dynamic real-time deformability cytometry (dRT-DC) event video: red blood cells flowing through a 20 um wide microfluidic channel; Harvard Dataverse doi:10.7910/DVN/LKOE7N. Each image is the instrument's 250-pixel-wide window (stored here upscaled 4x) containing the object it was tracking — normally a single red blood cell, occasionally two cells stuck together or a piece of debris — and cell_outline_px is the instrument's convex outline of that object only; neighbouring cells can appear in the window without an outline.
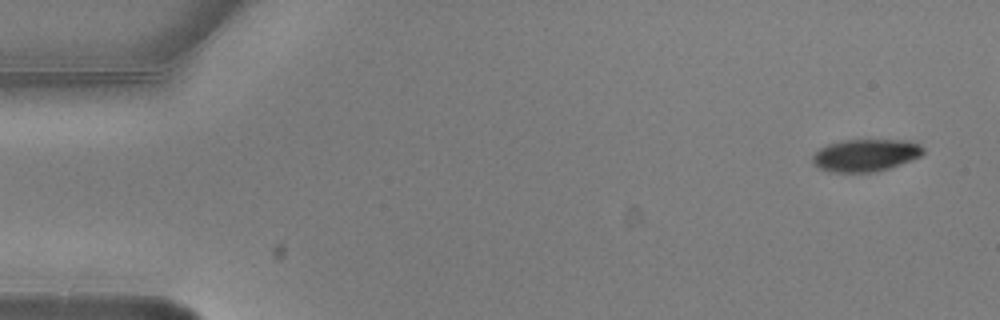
{"species": "common noctule bat (a hibernating species)", "species_latin": "Nyctalus noctula", "temperature_condition": "warm", "stored_images_in_passage": 4, "camera_frame_rate_fps": 3000, "um_per_image_px": 0.085, "animal": {"sex": "male", "body_mass_g": 20.5, "forearm_length_mm": 52.5}, "frame": {"image": 1, "passage_image": 1, "time_ms": 0.0, "image_size_px": [1000, 320], "cell_outline_px": [[924, 152], [920, 156], [912, 160], [876, 172], [828, 172], [820, 168], [812, 160], [812, 156], [820, 148], [828, 144], [844, 140], [908, 140], [920, 144], [924, 148]], "centroid_in_image_um": [73.59, 13.19], "position_along_channel_um": 11.4, "area_um2": 20.81}}
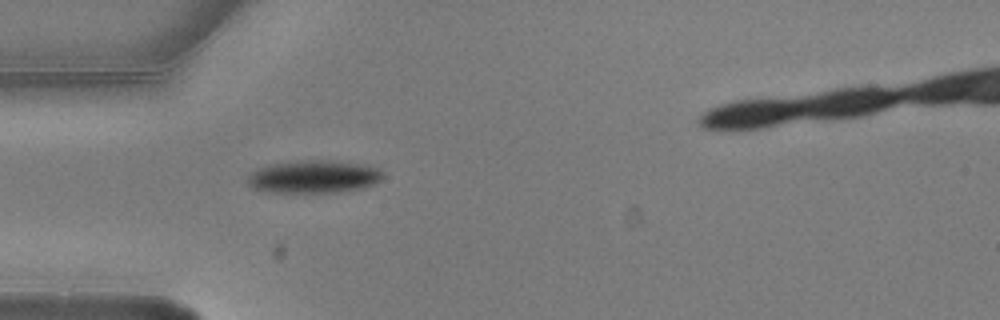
{"frame": {"image": 2, "passage_image": 4, "time_ms": 1.0, "image_size_px": [1000, 320], "cell_outline_px": [[384, 176], [380, 180], [364, 188], [340, 192], [272, 192], [252, 188], [248, 184], [248, 176], [252, 172], [268, 164], [300, 160], [324, 160], [368, 164], [380, 168]], "centroid_in_image_um": [26.71, 15.01], "position_along_channel_um": 58.3, "area_um2": 26.01}}